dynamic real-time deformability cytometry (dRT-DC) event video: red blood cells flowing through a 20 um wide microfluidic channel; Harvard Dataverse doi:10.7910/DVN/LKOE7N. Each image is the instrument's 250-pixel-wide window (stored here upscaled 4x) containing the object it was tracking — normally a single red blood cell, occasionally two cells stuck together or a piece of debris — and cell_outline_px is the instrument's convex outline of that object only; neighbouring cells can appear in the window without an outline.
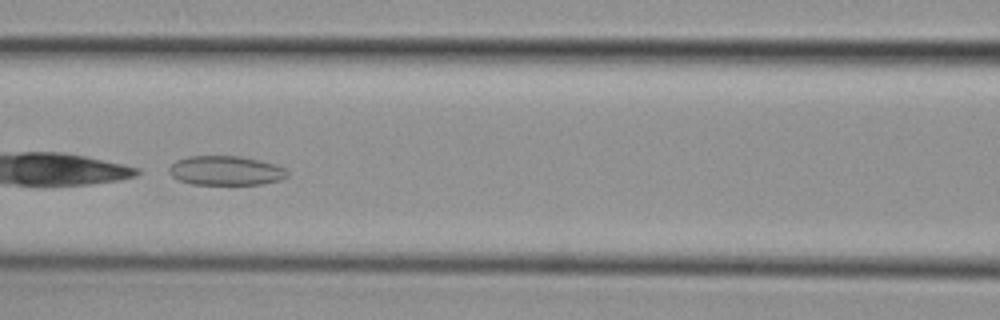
{"species": "common noctule bat (a hibernating species)", "species_latin": "Nyctalus noctula", "temperature_condition": "cold", "stored_images_in_passage": 35, "camera_frame_rate_fps": 3000, "um_per_image_px": 0.085, "animal": {"sex": "female", "body_mass_g": 29.2, "forearm_length_mm": 56.3}, "frame": {"image": 1, "passage_image": 11, "time_ms": 3.333, "image_size_px": [1000, 320], "cell_outline_px": [[288, 176], [280, 180], [264, 184], [192, 184], [180, 180], [172, 176], [168, 172], [168, 168], [176, 160], [188, 156], [240, 156], [260, 160], [276, 164], [284, 168], [288, 172]], "centroid_in_image_um": [19.2, 14.49], "position_along_channel_um": 147.4, "area_um2": 20.29}}
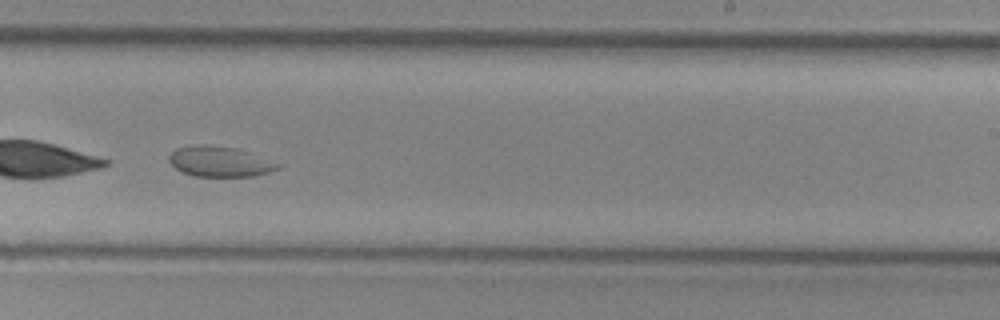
{"frame": {"image": 2, "passage_image": 21, "time_ms": 6.667, "image_size_px": [1000, 320], "cell_outline_px": [[284, 164], [280, 168], [272, 172], [252, 176], [192, 176], [176, 168], [168, 160], [168, 156], [176, 148], [192, 144], [204, 144], [236, 148]], "centroid_in_image_um": [18.71, 13.73], "position_along_channel_um": 270.3, "area_um2": 19.42}}
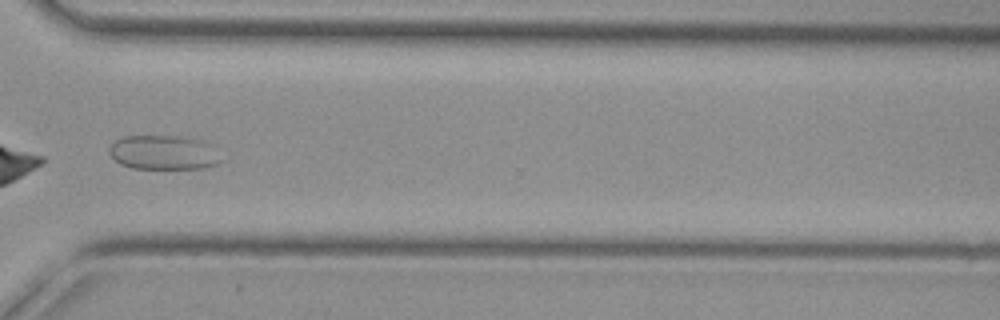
{"frame": {"image": 3, "passage_image": 28, "time_ms": 9.0, "image_size_px": [1000, 320], "cell_outline_px": [[220, 160], [216, 164], [204, 168], [132, 168], [120, 164], [108, 152], [108, 148], [120, 136], [188, 136], [200, 140]], "centroid_in_image_um": [13.77, 12.95], "position_along_channel_um": 356.8, "area_um2": 21.79}}